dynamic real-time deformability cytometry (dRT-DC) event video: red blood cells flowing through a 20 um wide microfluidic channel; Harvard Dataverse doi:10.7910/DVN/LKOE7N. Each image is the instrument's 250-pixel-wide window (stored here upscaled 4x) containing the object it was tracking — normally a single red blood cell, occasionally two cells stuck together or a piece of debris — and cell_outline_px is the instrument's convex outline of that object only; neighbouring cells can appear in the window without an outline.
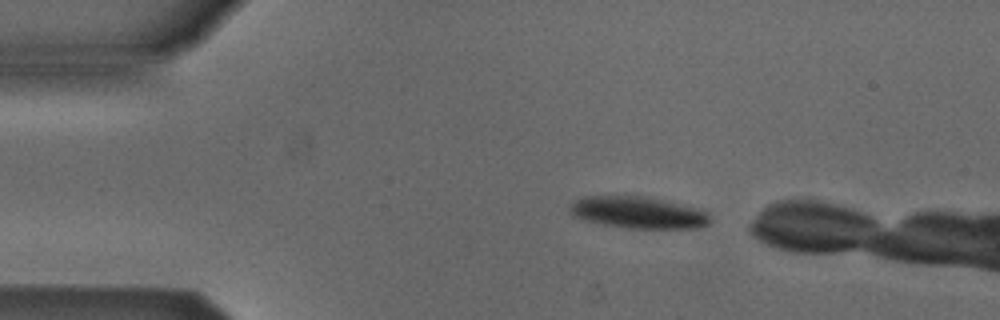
{"species": "Egyptian fruit bat (a non-hibernating species)", "species_latin": "Rousettus aegyptiacus", "temperature_condition": "cold", "stored_images_in_passage": 6, "camera_frame_rate_fps": 3000, "um_per_image_px": 0.085, "animal": {"sex": "male"}, "frame": {"image": 1, "passage_image": 1, "time_ms": 0.0, "image_size_px": [1000, 320], "cell_outline_px": [[712, 220], [708, 224], [696, 228], [628, 228], [604, 224], [584, 220], [572, 216], [568, 212], [568, 204], [580, 196], [644, 196], [700, 208], [708, 212]], "centroid_in_image_um": [54.21, 18.05], "position_along_channel_um": 30.8, "area_um2": 26.3}}